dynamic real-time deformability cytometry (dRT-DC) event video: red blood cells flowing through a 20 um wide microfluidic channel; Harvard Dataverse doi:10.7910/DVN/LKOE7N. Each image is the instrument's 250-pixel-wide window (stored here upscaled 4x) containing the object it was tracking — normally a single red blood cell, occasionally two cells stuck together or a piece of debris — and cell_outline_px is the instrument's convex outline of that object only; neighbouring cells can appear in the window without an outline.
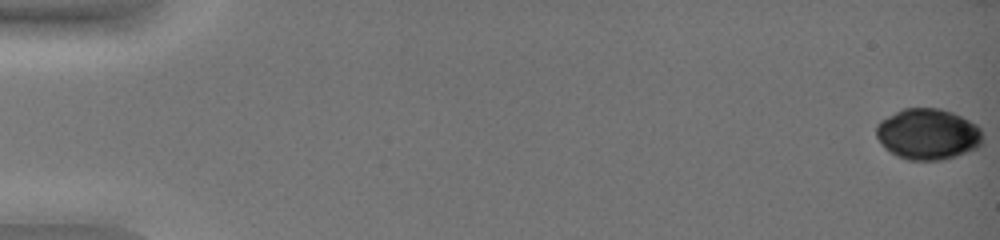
{"species": "common noctule bat (a hibernating species)", "species_latin": "Nyctalus noctula", "temperature_condition": "warm", "stored_images_in_passage": 53, "camera_frame_rate_fps": 3000, "um_per_image_px": 0.085, "animal": {"sex": "female", "body_mass_g": 19.0, "forearm_length_mm": 51.5}, "frame": {"image": 1, "passage_image": 1, "time_ms": 0.0, "image_size_px": [1000, 240], "cell_outline_px": [[984, 140], [976, 148], [956, 156], [944, 160], [908, 160], [896, 156], [884, 148], [876, 136], [876, 124], [880, 120], [904, 108], [940, 108], [952, 112], [976, 124], [980, 128]], "centroid_in_image_um": [78.85, 11.41], "position_along_channel_um": 6.1, "area_um2": 31.79}}
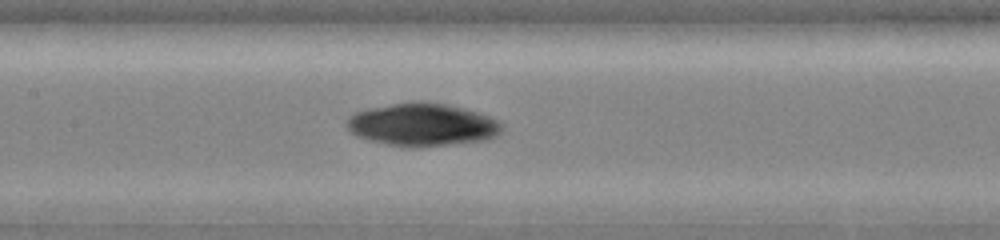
{"frame": {"image": 2, "passage_image": 29, "time_ms": 9.333, "image_size_px": [1000, 240], "cell_outline_px": [[504, 132], [488, 140], [420, 148], [404, 148], [384, 144], [368, 140], [356, 136], [348, 132], [344, 124], [348, 116], [352, 112], [368, 108], [412, 100], [424, 100], [448, 104], [464, 108], [500, 120], [504, 124]], "centroid_in_image_um": [35.88, 10.6], "position_along_channel_um": 171.5, "area_um2": 40.17}}
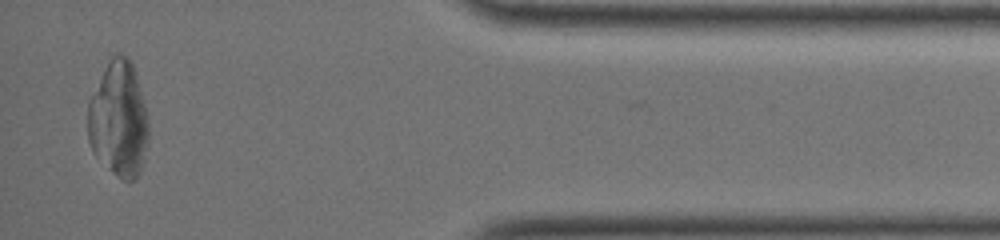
{"frame": {"image": 3, "passage_image": 52, "time_ms": 17.0, "image_size_px": [1000, 240], "cell_outline_px": [[148, 140], [144, 160], [140, 172], [132, 180], [124, 180], [112, 172], [92, 152], [88, 140], [88, 100], [112, 52], [120, 52], [128, 56], [132, 64], [136, 76], [148, 116]], "centroid_in_image_um": [10.07, 10.1], "position_along_channel_um": 425.1, "area_um2": 41.21}}